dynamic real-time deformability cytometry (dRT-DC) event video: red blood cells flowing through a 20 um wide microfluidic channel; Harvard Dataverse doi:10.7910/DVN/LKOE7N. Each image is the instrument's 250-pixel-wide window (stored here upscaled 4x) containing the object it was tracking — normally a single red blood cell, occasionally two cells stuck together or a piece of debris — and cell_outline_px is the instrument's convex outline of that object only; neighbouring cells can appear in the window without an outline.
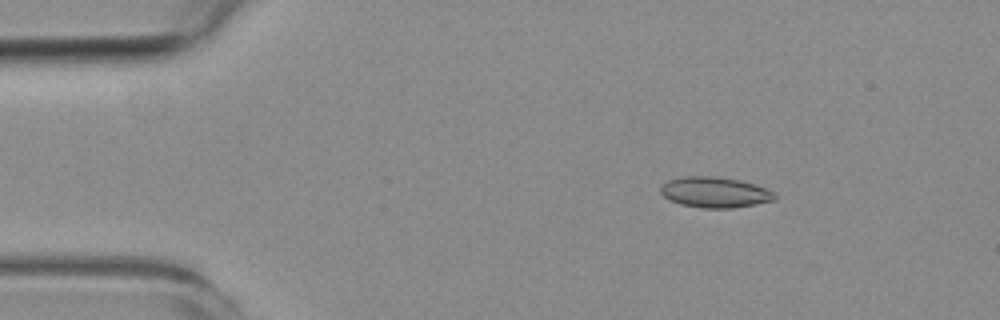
{"species": "common noctule bat (a hibernating species)", "species_latin": "Nyctalus noctula", "temperature_condition": "room temperature", "stored_images_in_passage": 4, "camera_frame_rate_fps": 3000, "um_per_image_px": 0.085, "animal": {"sex": "female", "body_mass_g": 19.3, "forearm_length_mm": 54.1}, "frame": {"image": 1, "passage_image": 1, "time_ms": 0.0, "image_size_px": [1000, 320], "cell_outline_px": [[776, 200], [756, 204], [732, 208], [700, 208], [680, 204], [664, 196], [660, 192], [660, 184], [668, 180], [684, 176], [712, 176], [740, 180], [776, 192]], "centroid_in_image_um": [60.75, 16.34], "position_along_channel_um": 24.2, "area_um2": 20.4}}